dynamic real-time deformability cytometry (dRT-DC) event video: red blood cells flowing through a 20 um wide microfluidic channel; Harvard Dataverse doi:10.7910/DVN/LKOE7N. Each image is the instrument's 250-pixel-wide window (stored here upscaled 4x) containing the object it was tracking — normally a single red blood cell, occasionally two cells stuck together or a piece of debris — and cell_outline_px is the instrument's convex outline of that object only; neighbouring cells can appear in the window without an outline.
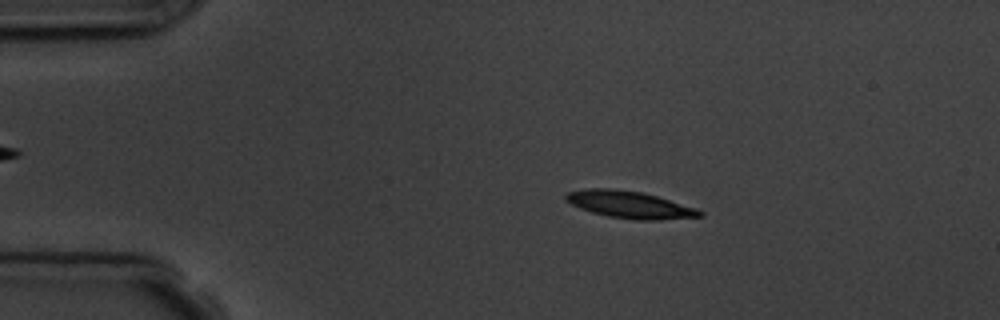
{"species": "common noctule bat (a hibernating species)", "species_latin": "Nyctalus noctula", "temperature_condition": "room temperature", "stored_images_in_passage": 5, "camera_frame_rate_fps": 3000, "um_per_image_px": 0.085, "animal": {"sex": "male", "body_mass_g": 19.5, "forearm_length_mm": 54.6}, "frame": {"image": 1, "passage_image": 2, "time_ms": 1.333, "image_size_px": [1000, 320], "cell_outline_px": [[704, 216], [660, 220], [632, 220], [608, 216], [592, 212], [580, 208], [564, 200], [564, 196], [568, 192], [588, 188], [616, 188], [640, 192], [656, 196], [696, 208], [704, 212]], "centroid_in_image_um": [53.52, 17.4], "position_along_channel_um": 31.5, "area_um2": 21.15}}
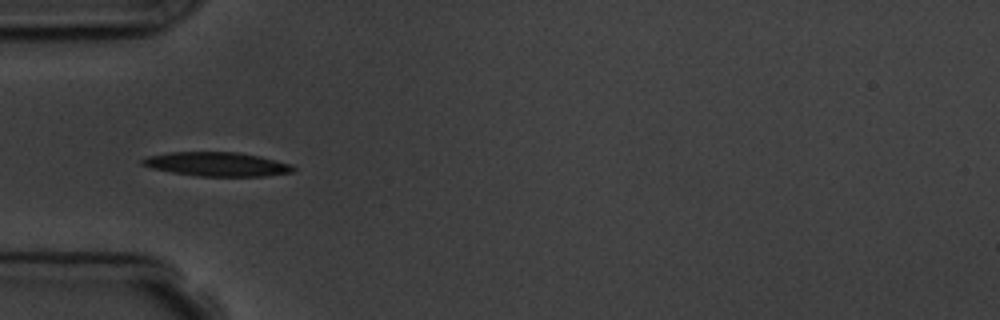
{"frame": {"image": 2, "passage_image": 4, "time_ms": 3.667, "image_size_px": [1000, 320], "cell_outline_px": [[296, 168], [292, 172], [264, 176], [200, 176], [172, 172], [152, 168], [140, 164], [140, 160], [148, 156], [168, 152], [236, 152], [260, 156], [292, 164]], "centroid_in_image_um": [18.44, 13.95], "position_along_channel_um": 66.6, "area_um2": 21.1}}